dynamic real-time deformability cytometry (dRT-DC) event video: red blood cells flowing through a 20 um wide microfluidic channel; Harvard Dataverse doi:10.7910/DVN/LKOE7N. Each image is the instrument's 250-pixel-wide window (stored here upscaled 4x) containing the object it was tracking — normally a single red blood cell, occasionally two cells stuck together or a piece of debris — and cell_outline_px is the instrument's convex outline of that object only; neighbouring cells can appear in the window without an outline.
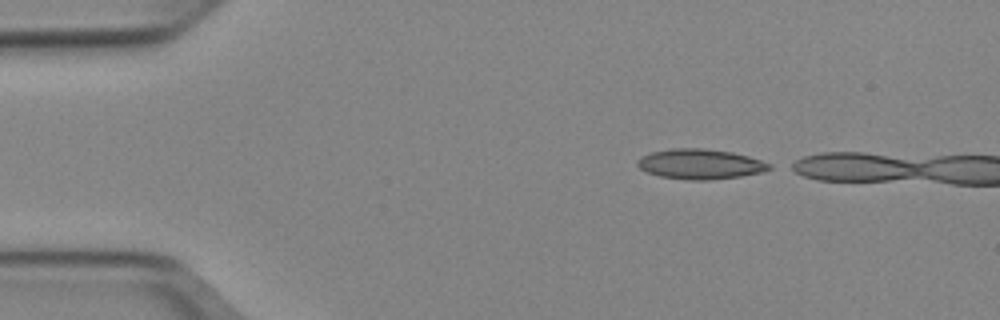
{"species": "Egyptian fruit bat (a non-hibernating species)", "species_latin": "Rousettus aegyptiacus", "temperature_condition": "cold", "stored_images_in_passage": 7, "camera_frame_rate_fps": 3000, "um_per_image_px": 0.085, "animal": {"sex": "female"}, "frame": {"image": 1, "passage_image": 1, "time_ms": 0.0, "image_size_px": [1000, 320], "cell_outline_px": [[772, 168], [764, 172], [740, 176], [708, 180], [688, 180], [660, 176], [648, 172], [640, 168], [636, 164], [636, 160], [640, 156], [652, 152], [672, 148], [704, 148], [732, 152], [748, 156], [772, 164]], "centroid_in_image_um": [59.52, 13.94], "position_along_channel_um": 25.5, "area_um2": 23.18}}